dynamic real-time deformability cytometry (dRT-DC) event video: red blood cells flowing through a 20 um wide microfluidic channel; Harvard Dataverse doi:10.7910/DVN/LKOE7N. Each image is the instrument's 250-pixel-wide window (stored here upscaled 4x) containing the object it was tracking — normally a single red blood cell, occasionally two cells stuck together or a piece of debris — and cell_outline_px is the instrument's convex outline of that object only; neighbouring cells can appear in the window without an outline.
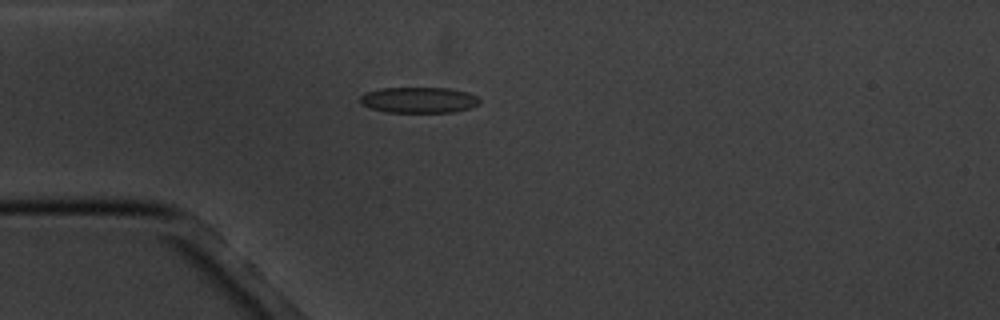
{"species": "common noctule bat (a hibernating species)", "species_latin": "Nyctalus noctula", "temperature_condition": "cold", "stored_images_in_passage": 3, "camera_frame_rate_fps": 3000, "um_per_image_px": 0.085, "animal": {"sex": "male", "body_mass_g": 20.1, "forearm_length_mm": 53.5}, "frame": {"image": 1, "passage_image": 3, "time_ms": 2.333, "image_size_px": [1000, 320], "cell_outline_px": [[480, 104], [472, 108], [452, 112], [384, 112], [360, 104], [360, 96], [364, 92], [380, 88], [448, 88], [468, 92], [476, 96], [480, 100]], "centroid_in_image_um": [35.6, 8.5], "position_along_channel_um": 49.4, "area_um2": 18.15}}